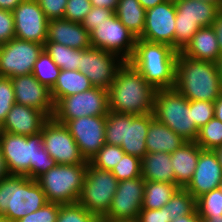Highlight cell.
<instances>
[{"instance_id": "52", "label": "cell", "mask_w": 222, "mask_h": 222, "mask_svg": "<svg viewBox=\"0 0 222 222\" xmlns=\"http://www.w3.org/2000/svg\"><path fill=\"white\" fill-rule=\"evenodd\" d=\"M214 117L222 122V93L214 101Z\"/></svg>"}, {"instance_id": "12", "label": "cell", "mask_w": 222, "mask_h": 222, "mask_svg": "<svg viewBox=\"0 0 222 222\" xmlns=\"http://www.w3.org/2000/svg\"><path fill=\"white\" fill-rule=\"evenodd\" d=\"M91 47L115 53L128 62L135 51L136 36L113 14L89 33Z\"/></svg>"}, {"instance_id": "15", "label": "cell", "mask_w": 222, "mask_h": 222, "mask_svg": "<svg viewBox=\"0 0 222 222\" xmlns=\"http://www.w3.org/2000/svg\"><path fill=\"white\" fill-rule=\"evenodd\" d=\"M124 63L115 53L90 47L82 50L79 71L88 77L94 87L109 90Z\"/></svg>"}, {"instance_id": "55", "label": "cell", "mask_w": 222, "mask_h": 222, "mask_svg": "<svg viewBox=\"0 0 222 222\" xmlns=\"http://www.w3.org/2000/svg\"><path fill=\"white\" fill-rule=\"evenodd\" d=\"M214 152L217 155L218 161L222 168V146H219L216 149H214Z\"/></svg>"}, {"instance_id": "36", "label": "cell", "mask_w": 222, "mask_h": 222, "mask_svg": "<svg viewBox=\"0 0 222 222\" xmlns=\"http://www.w3.org/2000/svg\"><path fill=\"white\" fill-rule=\"evenodd\" d=\"M124 155L120 146L105 144L88 162L99 169L112 171Z\"/></svg>"}, {"instance_id": "27", "label": "cell", "mask_w": 222, "mask_h": 222, "mask_svg": "<svg viewBox=\"0 0 222 222\" xmlns=\"http://www.w3.org/2000/svg\"><path fill=\"white\" fill-rule=\"evenodd\" d=\"M145 142L147 153L166 152L171 154L187 141L154 118L150 122Z\"/></svg>"}, {"instance_id": "21", "label": "cell", "mask_w": 222, "mask_h": 222, "mask_svg": "<svg viewBox=\"0 0 222 222\" xmlns=\"http://www.w3.org/2000/svg\"><path fill=\"white\" fill-rule=\"evenodd\" d=\"M222 182V168L214 150L200 147L197 166L191 181L185 189L197 200L211 190L220 188Z\"/></svg>"}, {"instance_id": "32", "label": "cell", "mask_w": 222, "mask_h": 222, "mask_svg": "<svg viewBox=\"0 0 222 222\" xmlns=\"http://www.w3.org/2000/svg\"><path fill=\"white\" fill-rule=\"evenodd\" d=\"M60 71L61 69L43 49L34 64L32 74L42 85L51 90L57 81Z\"/></svg>"}, {"instance_id": "17", "label": "cell", "mask_w": 222, "mask_h": 222, "mask_svg": "<svg viewBox=\"0 0 222 222\" xmlns=\"http://www.w3.org/2000/svg\"><path fill=\"white\" fill-rule=\"evenodd\" d=\"M12 12L15 38L44 45L49 20L37 0H23Z\"/></svg>"}, {"instance_id": "22", "label": "cell", "mask_w": 222, "mask_h": 222, "mask_svg": "<svg viewBox=\"0 0 222 222\" xmlns=\"http://www.w3.org/2000/svg\"><path fill=\"white\" fill-rule=\"evenodd\" d=\"M49 118L40 110L15 103L7 114L0 131L30 136L41 132Z\"/></svg>"}, {"instance_id": "3", "label": "cell", "mask_w": 222, "mask_h": 222, "mask_svg": "<svg viewBox=\"0 0 222 222\" xmlns=\"http://www.w3.org/2000/svg\"><path fill=\"white\" fill-rule=\"evenodd\" d=\"M174 88L189 101L214 102L222 93V81L216 63L195 60L179 52Z\"/></svg>"}, {"instance_id": "37", "label": "cell", "mask_w": 222, "mask_h": 222, "mask_svg": "<svg viewBox=\"0 0 222 222\" xmlns=\"http://www.w3.org/2000/svg\"><path fill=\"white\" fill-rule=\"evenodd\" d=\"M56 222H101L78 202L61 204Z\"/></svg>"}, {"instance_id": "20", "label": "cell", "mask_w": 222, "mask_h": 222, "mask_svg": "<svg viewBox=\"0 0 222 222\" xmlns=\"http://www.w3.org/2000/svg\"><path fill=\"white\" fill-rule=\"evenodd\" d=\"M18 104L33 107L42 111L48 118L54 113V102L50 89L42 85L33 74L20 75L10 78Z\"/></svg>"}, {"instance_id": "2", "label": "cell", "mask_w": 222, "mask_h": 222, "mask_svg": "<svg viewBox=\"0 0 222 222\" xmlns=\"http://www.w3.org/2000/svg\"><path fill=\"white\" fill-rule=\"evenodd\" d=\"M155 93L156 89L125 62L108 90L109 111L133 115L153 113Z\"/></svg>"}, {"instance_id": "11", "label": "cell", "mask_w": 222, "mask_h": 222, "mask_svg": "<svg viewBox=\"0 0 222 222\" xmlns=\"http://www.w3.org/2000/svg\"><path fill=\"white\" fill-rule=\"evenodd\" d=\"M109 113L108 90L92 87L78 94L61 98L54 105L52 118L61 124L83 116H106Z\"/></svg>"}, {"instance_id": "8", "label": "cell", "mask_w": 222, "mask_h": 222, "mask_svg": "<svg viewBox=\"0 0 222 222\" xmlns=\"http://www.w3.org/2000/svg\"><path fill=\"white\" fill-rule=\"evenodd\" d=\"M85 164H57L36 181L45 193L47 202L71 204L78 202L87 172Z\"/></svg>"}, {"instance_id": "54", "label": "cell", "mask_w": 222, "mask_h": 222, "mask_svg": "<svg viewBox=\"0 0 222 222\" xmlns=\"http://www.w3.org/2000/svg\"><path fill=\"white\" fill-rule=\"evenodd\" d=\"M202 222H222V215L205 218L204 220H202Z\"/></svg>"}, {"instance_id": "4", "label": "cell", "mask_w": 222, "mask_h": 222, "mask_svg": "<svg viewBox=\"0 0 222 222\" xmlns=\"http://www.w3.org/2000/svg\"><path fill=\"white\" fill-rule=\"evenodd\" d=\"M178 53L169 45L137 38L134 54L128 62L156 90L171 89L175 87Z\"/></svg>"}, {"instance_id": "14", "label": "cell", "mask_w": 222, "mask_h": 222, "mask_svg": "<svg viewBox=\"0 0 222 222\" xmlns=\"http://www.w3.org/2000/svg\"><path fill=\"white\" fill-rule=\"evenodd\" d=\"M41 131L43 146L56 164H85L87 162L64 124L49 118L43 124Z\"/></svg>"}, {"instance_id": "19", "label": "cell", "mask_w": 222, "mask_h": 222, "mask_svg": "<svg viewBox=\"0 0 222 222\" xmlns=\"http://www.w3.org/2000/svg\"><path fill=\"white\" fill-rule=\"evenodd\" d=\"M105 125L106 116H83L65 124L87 161L106 144Z\"/></svg>"}, {"instance_id": "26", "label": "cell", "mask_w": 222, "mask_h": 222, "mask_svg": "<svg viewBox=\"0 0 222 222\" xmlns=\"http://www.w3.org/2000/svg\"><path fill=\"white\" fill-rule=\"evenodd\" d=\"M141 176L145 181L175 184L171 154L166 152L146 153L141 159Z\"/></svg>"}, {"instance_id": "13", "label": "cell", "mask_w": 222, "mask_h": 222, "mask_svg": "<svg viewBox=\"0 0 222 222\" xmlns=\"http://www.w3.org/2000/svg\"><path fill=\"white\" fill-rule=\"evenodd\" d=\"M43 44L12 38L0 45V76L12 78L31 74Z\"/></svg>"}, {"instance_id": "29", "label": "cell", "mask_w": 222, "mask_h": 222, "mask_svg": "<svg viewBox=\"0 0 222 222\" xmlns=\"http://www.w3.org/2000/svg\"><path fill=\"white\" fill-rule=\"evenodd\" d=\"M114 14L136 38L143 34L146 10L138 0H119Z\"/></svg>"}, {"instance_id": "35", "label": "cell", "mask_w": 222, "mask_h": 222, "mask_svg": "<svg viewBox=\"0 0 222 222\" xmlns=\"http://www.w3.org/2000/svg\"><path fill=\"white\" fill-rule=\"evenodd\" d=\"M196 208L201 220L222 215V190L217 188L199 197L196 200Z\"/></svg>"}, {"instance_id": "39", "label": "cell", "mask_w": 222, "mask_h": 222, "mask_svg": "<svg viewBox=\"0 0 222 222\" xmlns=\"http://www.w3.org/2000/svg\"><path fill=\"white\" fill-rule=\"evenodd\" d=\"M15 103V94L11 79L0 76V126Z\"/></svg>"}, {"instance_id": "23", "label": "cell", "mask_w": 222, "mask_h": 222, "mask_svg": "<svg viewBox=\"0 0 222 222\" xmlns=\"http://www.w3.org/2000/svg\"><path fill=\"white\" fill-rule=\"evenodd\" d=\"M46 42H55L78 50L91 47L90 34L82 24L64 18L49 20Z\"/></svg>"}, {"instance_id": "34", "label": "cell", "mask_w": 222, "mask_h": 222, "mask_svg": "<svg viewBox=\"0 0 222 222\" xmlns=\"http://www.w3.org/2000/svg\"><path fill=\"white\" fill-rule=\"evenodd\" d=\"M195 142L205 150H214L222 146V122L212 118L199 129Z\"/></svg>"}, {"instance_id": "1", "label": "cell", "mask_w": 222, "mask_h": 222, "mask_svg": "<svg viewBox=\"0 0 222 222\" xmlns=\"http://www.w3.org/2000/svg\"><path fill=\"white\" fill-rule=\"evenodd\" d=\"M0 148L11 175L36 180L57 165L43 146L42 131L30 136L0 131Z\"/></svg>"}, {"instance_id": "51", "label": "cell", "mask_w": 222, "mask_h": 222, "mask_svg": "<svg viewBox=\"0 0 222 222\" xmlns=\"http://www.w3.org/2000/svg\"><path fill=\"white\" fill-rule=\"evenodd\" d=\"M23 0H0V9L13 11Z\"/></svg>"}, {"instance_id": "45", "label": "cell", "mask_w": 222, "mask_h": 222, "mask_svg": "<svg viewBox=\"0 0 222 222\" xmlns=\"http://www.w3.org/2000/svg\"><path fill=\"white\" fill-rule=\"evenodd\" d=\"M12 38H15L13 12L0 9V45Z\"/></svg>"}, {"instance_id": "28", "label": "cell", "mask_w": 222, "mask_h": 222, "mask_svg": "<svg viewBox=\"0 0 222 222\" xmlns=\"http://www.w3.org/2000/svg\"><path fill=\"white\" fill-rule=\"evenodd\" d=\"M94 87L88 77L79 70H61L50 90L54 105L63 97L78 94Z\"/></svg>"}, {"instance_id": "44", "label": "cell", "mask_w": 222, "mask_h": 222, "mask_svg": "<svg viewBox=\"0 0 222 222\" xmlns=\"http://www.w3.org/2000/svg\"><path fill=\"white\" fill-rule=\"evenodd\" d=\"M48 20L63 18L67 0H37Z\"/></svg>"}, {"instance_id": "50", "label": "cell", "mask_w": 222, "mask_h": 222, "mask_svg": "<svg viewBox=\"0 0 222 222\" xmlns=\"http://www.w3.org/2000/svg\"><path fill=\"white\" fill-rule=\"evenodd\" d=\"M11 176L2 150L0 148V181Z\"/></svg>"}, {"instance_id": "9", "label": "cell", "mask_w": 222, "mask_h": 222, "mask_svg": "<svg viewBox=\"0 0 222 222\" xmlns=\"http://www.w3.org/2000/svg\"><path fill=\"white\" fill-rule=\"evenodd\" d=\"M174 2L176 6L174 49L181 52L200 28L212 26L221 9L216 4L199 0H174Z\"/></svg>"}, {"instance_id": "5", "label": "cell", "mask_w": 222, "mask_h": 222, "mask_svg": "<svg viewBox=\"0 0 222 222\" xmlns=\"http://www.w3.org/2000/svg\"><path fill=\"white\" fill-rule=\"evenodd\" d=\"M153 113L133 115L109 111L106 115L105 143L120 146L125 154L142 159L147 153L145 139Z\"/></svg>"}, {"instance_id": "6", "label": "cell", "mask_w": 222, "mask_h": 222, "mask_svg": "<svg viewBox=\"0 0 222 222\" xmlns=\"http://www.w3.org/2000/svg\"><path fill=\"white\" fill-rule=\"evenodd\" d=\"M47 203L45 193L36 180L11 175L0 181V215L16 222Z\"/></svg>"}, {"instance_id": "33", "label": "cell", "mask_w": 222, "mask_h": 222, "mask_svg": "<svg viewBox=\"0 0 222 222\" xmlns=\"http://www.w3.org/2000/svg\"><path fill=\"white\" fill-rule=\"evenodd\" d=\"M171 221L191 214L196 209V199L185 188H179L164 205Z\"/></svg>"}, {"instance_id": "47", "label": "cell", "mask_w": 222, "mask_h": 222, "mask_svg": "<svg viewBox=\"0 0 222 222\" xmlns=\"http://www.w3.org/2000/svg\"><path fill=\"white\" fill-rule=\"evenodd\" d=\"M212 28L215 31L216 38L219 43L220 52L222 55V9L218 12L216 19L212 24Z\"/></svg>"}, {"instance_id": "42", "label": "cell", "mask_w": 222, "mask_h": 222, "mask_svg": "<svg viewBox=\"0 0 222 222\" xmlns=\"http://www.w3.org/2000/svg\"><path fill=\"white\" fill-rule=\"evenodd\" d=\"M90 0H67L64 19L81 23L91 10Z\"/></svg>"}, {"instance_id": "43", "label": "cell", "mask_w": 222, "mask_h": 222, "mask_svg": "<svg viewBox=\"0 0 222 222\" xmlns=\"http://www.w3.org/2000/svg\"><path fill=\"white\" fill-rule=\"evenodd\" d=\"M113 14L114 12L110 9L92 6L81 24L90 33Z\"/></svg>"}, {"instance_id": "46", "label": "cell", "mask_w": 222, "mask_h": 222, "mask_svg": "<svg viewBox=\"0 0 222 222\" xmlns=\"http://www.w3.org/2000/svg\"><path fill=\"white\" fill-rule=\"evenodd\" d=\"M138 222H171L170 217L163 206L161 209H141Z\"/></svg>"}, {"instance_id": "53", "label": "cell", "mask_w": 222, "mask_h": 222, "mask_svg": "<svg viewBox=\"0 0 222 222\" xmlns=\"http://www.w3.org/2000/svg\"><path fill=\"white\" fill-rule=\"evenodd\" d=\"M138 1L145 10H148L150 8L155 7L158 4L165 2L166 0H138Z\"/></svg>"}, {"instance_id": "7", "label": "cell", "mask_w": 222, "mask_h": 222, "mask_svg": "<svg viewBox=\"0 0 222 222\" xmlns=\"http://www.w3.org/2000/svg\"><path fill=\"white\" fill-rule=\"evenodd\" d=\"M153 115L184 140H196L199 128L193 120V109L189 107V100L175 88L156 90Z\"/></svg>"}, {"instance_id": "18", "label": "cell", "mask_w": 222, "mask_h": 222, "mask_svg": "<svg viewBox=\"0 0 222 222\" xmlns=\"http://www.w3.org/2000/svg\"><path fill=\"white\" fill-rule=\"evenodd\" d=\"M175 19L176 6L174 0H166L146 10L144 32L139 38L174 48Z\"/></svg>"}, {"instance_id": "40", "label": "cell", "mask_w": 222, "mask_h": 222, "mask_svg": "<svg viewBox=\"0 0 222 222\" xmlns=\"http://www.w3.org/2000/svg\"><path fill=\"white\" fill-rule=\"evenodd\" d=\"M61 204L47 202L33 213L27 214L16 222H56Z\"/></svg>"}, {"instance_id": "30", "label": "cell", "mask_w": 222, "mask_h": 222, "mask_svg": "<svg viewBox=\"0 0 222 222\" xmlns=\"http://www.w3.org/2000/svg\"><path fill=\"white\" fill-rule=\"evenodd\" d=\"M178 189L176 184L145 181L142 209H161Z\"/></svg>"}, {"instance_id": "10", "label": "cell", "mask_w": 222, "mask_h": 222, "mask_svg": "<svg viewBox=\"0 0 222 222\" xmlns=\"http://www.w3.org/2000/svg\"><path fill=\"white\" fill-rule=\"evenodd\" d=\"M118 183L111 171L99 169L88 162L78 203L101 220L109 211Z\"/></svg>"}, {"instance_id": "31", "label": "cell", "mask_w": 222, "mask_h": 222, "mask_svg": "<svg viewBox=\"0 0 222 222\" xmlns=\"http://www.w3.org/2000/svg\"><path fill=\"white\" fill-rule=\"evenodd\" d=\"M43 49L61 70H79L82 50L55 42H45Z\"/></svg>"}, {"instance_id": "16", "label": "cell", "mask_w": 222, "mask_h": 222, "mask_svg": "<svg viewBox=\"0 0 222 222\" xmlns=\"http://www.w3.org/2000/svg\"><path fill=\"white\" fill-rule=\"evenodd\" d=\"M145 180L142 177L120 181L104 222L137 220L144 199Z\"/></svg>"}, {"instance_id": "25", "label": "cell", "mask_w": 222, "mask_h": 222, "mask_svg": "<svg viewBox=\"0 0 222 222\" xmlns=\"http://www.w3.org/2000/svg\"><path fill=\"white\" fill-rule=\"evenodd\" d=\"M180 53L195 60L216 63L221 52L212 26L200 28Z\"/></svg>"}, {"instance_id": "57", "label": "cell", "mask_w": 222, "mask_h": 222, "mask_svg": "<svg viewBox=\"0 0 222 222\" xmlns=\"http://www.w3.org/2000/svg\"><path fill=\"white\" fill-rule=\"evenodd\" d=\"M199 1L216 4L220 9H222V0H199Z\"/></svg>"}, {"instance_id": "24", "label": "cell", "mask_w": 222, "mask_h": 222, "mask_svg": "<svg viewBox=\"0 0 222 222\" xmlns=\"http://www.w3.org/2000/svg\"><path fill=\"white\" fill-rule=\"evenodd\" d=\"M200 154V146L195 141H187L171 153L175 184L185 188L192 179Z\"/></svg>"}, {"instance_id": "58", "label": "cell", "mask_w": 222, "mask_h": 222, "mask_svg": "<svg viewBox=\"0 0 222 222\" xmlns=\"http://www.w3.org/2000/svg\"><path fill=\"white\" fill-rule=\"evenodd\" d=\"M0 222H12L10 221L7 217H5L4 215H0Z\"/></svg>"}, {"instance_id": "59", "label": "cell", "mask_w": 222, "mask_h": 222, "mask_svg": "<svg viewBox=\"0 0 222 222\" xmlns=\"http://www.w3.org/2000/svg\"><path fill=\"white\" fill-rule=\"evenodd\" d=\"M104 222V221H101ZM117 222H138L137 220H128V221H117Z\"/></svg>"}, {"instance_id": "56", "label": "cell", "mask_w": 222, "mask_h": 222, "mask_svg": "<svg viewBox=\"0 0 222 222\" xmlns=\"http://www.w3.org/2000/svg\"><path fill=\"white\" fill-rule=\"evenodd\" d=\"M216 65H217L219 76L221 77V81H222V55L218 58Z\"/></svg>"}, {"instance_id": "48", "label": "cell", "mask_w": 222, "mask_h": 222, "mask_svg": "<svg viewBox=\"0 0 222 222\" xmlns=\"http://www.w3.org/2000/svg\"><path fill=\"white\" fill-rule=\"evenodd\" d=\"M95 7L107 8L115 12L119 0H90Z\"/></svg>"}, {"instance_id": "38", "label": "cell", "mask_w": 222, "mask_h": 222, "mask_svg": "<svg viewBox=\"0 0 222 222\" xmlns=\"http://www.w3.org/2000/svg\"><path fill=\"white\" fill-rule=\"evenodd\" d=\"M141 159L129 154H125L111 173L120 181L134 179L141 176Z\"/></svg>"}, {"instance_id": "49", "label": "cell", "mask_w": 222, "mask_h": 222, "mask_svg": "<svg viewBox=\"0 0 222 222\" xmlns=\"http://www.w3.org/2000/svg\"><path fill=\"white\" fill-rule=\"evenodd\" d=\"M171 222H202L197 208L189 215L179 216Z\"/></svg>"}, {"instance_id": "41", "label": "cell", "mask_w": 222, "mask_h": 222, "mask_svg": "<svg viewBox=\"0 0 222 222\" xmlns=\"http://www.w3.org/2000/svg\"><path fill=\"white\" fill-rule=\"evenodd\" d=\"M189 107L193 109V120L199 129L214 118V102L189 101Z\"/></svg>"}]
</instances>
